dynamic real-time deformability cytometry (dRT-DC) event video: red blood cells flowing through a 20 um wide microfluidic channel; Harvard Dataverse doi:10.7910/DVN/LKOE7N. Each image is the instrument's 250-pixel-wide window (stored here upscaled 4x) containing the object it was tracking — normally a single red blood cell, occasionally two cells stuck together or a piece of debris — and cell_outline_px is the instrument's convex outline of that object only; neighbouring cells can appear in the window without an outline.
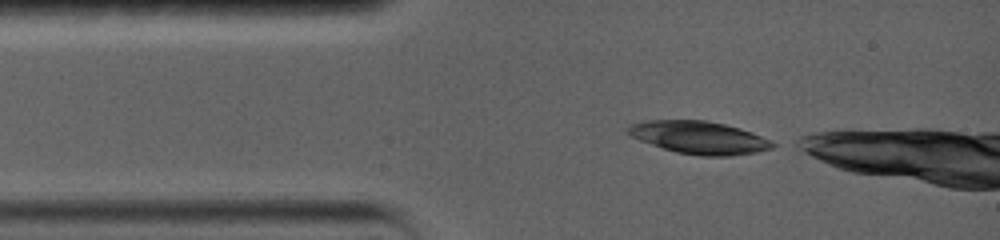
{"species": "common noctule bat (a hibernating species)", "species_latin": "Nyctalus noctula", "temperature_condition": "warm", "stored_images_in_passage": 2, "camera_frame_rate_fps": 5000, "um_per_image_px": 0.085, "animal": {"sex": "female", "body_mass_g": 19.0, "forearm_length_mm": 56.7}, "frame": {"image": 1, "passage_image": 1, "time_ms": 0.0, "image_size_px": [1000, 240], "cell_outline_px": [[776, 144], [772, 148], [756, 152], [732, 156], [700, 156], [676, 152], [640, 140], [624, 132], [624, 128], [628, 124], [640, 120], [708, 120], [740, 128], [752, 132], [772, 140]], "centroid_in_image_um": [59.39, 11.67], "position_along_channel_um": 25.6, "area_um2": 27.86}}